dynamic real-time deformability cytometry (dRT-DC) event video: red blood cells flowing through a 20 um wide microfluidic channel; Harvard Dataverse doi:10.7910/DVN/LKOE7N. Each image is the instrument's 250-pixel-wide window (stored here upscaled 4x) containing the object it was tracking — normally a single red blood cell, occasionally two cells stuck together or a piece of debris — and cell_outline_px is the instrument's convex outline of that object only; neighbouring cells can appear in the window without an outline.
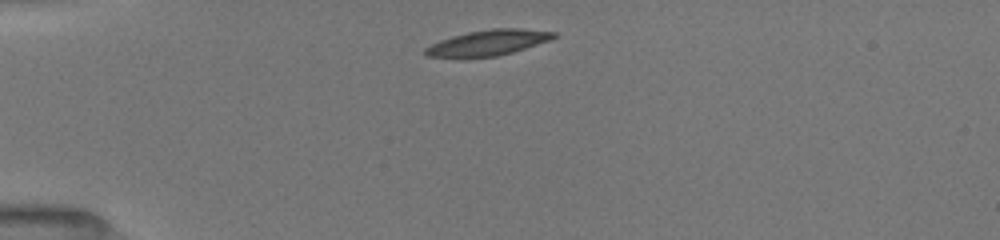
{"species": "common noctule bat (a hibernating species)", "species_latin": "Nyctalus noctula", "temperature_condition": "room temperature", "stored_images_in_passage": 2, "camera_frame_rate_fps": 3000, "um_per_image_px": 0.085, "animal": {"sex": "female", "body_mass_g": 19.5, "forearm_length_mm": 54.1}, "frame": {"image": 1, "passage_image": 1, "time_ms": 0.0, "image_size_px": [1000, 240], "cell_outline_px": [[556, 36], [552, 40], [512, 52], [496, 56], [428, 56], [424, 52], [424, 48], [440, 40], [452, 36], [468, 32], [492, 28], [520, 28], [556, 32]], "centroid_in_image_um": [41.55, 3.6], "position_along_channel_um": 43.4, "area_um2": 18.73}}